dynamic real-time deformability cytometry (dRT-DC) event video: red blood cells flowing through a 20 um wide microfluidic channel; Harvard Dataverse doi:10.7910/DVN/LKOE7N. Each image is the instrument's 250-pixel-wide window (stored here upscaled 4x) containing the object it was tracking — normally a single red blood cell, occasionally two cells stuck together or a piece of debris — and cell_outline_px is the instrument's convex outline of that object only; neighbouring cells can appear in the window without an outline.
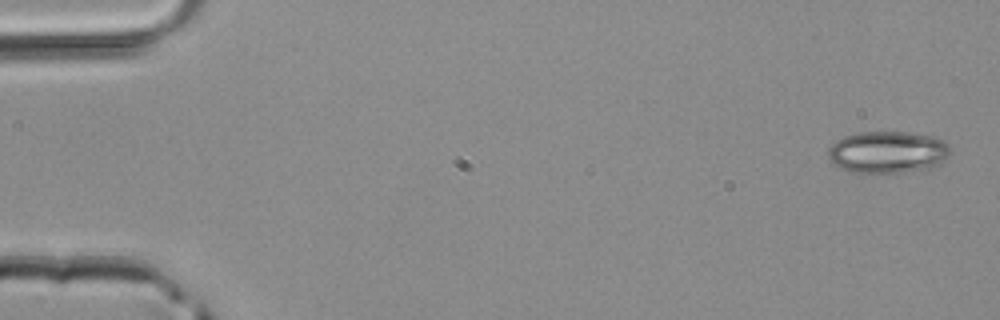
{"species": "common noctule bat (a hibernating species)", "species_latin": "Nyctalus noctula", "temperature_condition": "room temperature", "stored_images_in_passage": 3, "camera_frame_rate_fps": 3000, "um_per_image_px": 0.085, "animal": {"sex": "male", "body_mass_g": 20.4}, "frame": {"image": 1, "passage_image": 1, "time_ms": 0.0, "image_size_px": [1000, 320], "cell_outline_px": [[952, 148], [948, 156], [940, 164], [928, 168], [904, 172], [852, 172], [840, 168], [832, 164], [828, 156], [828, 148], [836, 140], [844, 136], [860, 132], [908, 132], [936, 136], [944, 140]], "centroid_in_image_um": [75.47, 12.92], "position_along_channel_um": 9.5, "area_um2": 30.11}}